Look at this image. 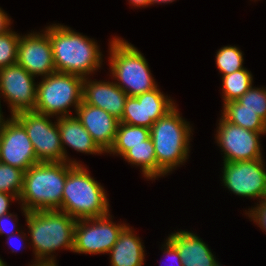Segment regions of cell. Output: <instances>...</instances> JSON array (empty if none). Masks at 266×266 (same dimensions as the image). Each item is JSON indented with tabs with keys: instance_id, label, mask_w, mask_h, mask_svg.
I'll return each mask as SVG.
<instances>
[{
	"instance_id": "cell-12",
	"label": "cell",
	"mask_w": 266,
	"mask_h": 266,
	"mask_svg": "<svg viewBox=\"0 0 266 266\" xmlns=\"http://www.w3.org/2000/svg\"><path fill=\"white\" fill-rule=\"evenodd\" d=\"M36 92L35 77L21 65L15 63L0 69V98L3 96L4 102H7L11 116L34 111Z\"/></svg>"
},
{
	"instance_id": "cell-13",
	"label": "cell",
	"mask_w": 266,
	"mask_h": 266,
	"mask_svg": "<svg viewBox=\"0 0 266 266\" xmlns=\"http://www.w3.org/2000/svg\"><path fill=\"white\" fill-rule=\"evenodd\" d=\"M0 162L23 171L39 163L25 128L11 115L0 124Z\"/></svg>"
},
{
	"instance_id": "cell-20",
	"label": "cell",
	"mask_w": 266,
	"mask_h": 266,
	"mask_svg": "<svg viewBox=\"0 0 266 266\" xmlns=\"http://www.w3.org/2000/svg\"><path fill=\"white\" fill-rule=\"evenodd\" d=\"M134 232L130 225L121 231L118 240L108 252L110 266H144L145 246L141 238Z\"/></svg>"
},
{
	"instance_id": "cell-31",
	"label": "cell",
	"mask_w": 266,
	"mask_h": 266,
	"mask_svg": "<svg viewBox=\"0 0 266 266\" xmlns=\"http://www.w3.org/2000/svg\"><path fill=\"white\" fill-rule=\"evenodd\" d=\"M161 250L163 251L164 256L166 257L168 256V258L170 257L169 259L174 261V262L170 261L171 265L174 264L173 266H183L177 248L167 238L163 243Z\"/></svg>"
},
{
	"instance_id": "cell-38",
	"label": "cell",
	"mask_w": 266,
	"mask_h": 266,
	"mask_svg": "<svg viewBox=\"0 0 266 266\" xmlns=\"http://www.w3.org/2000/svg\"><path fill=\"white\" fill-rule=\"evenodd\" d=\"M5 117L3 116V112H2V108H1V104H0V124L2 122V120L4 119Z\"/></svg>"
},
{
	"instance_id": "cell-25",
	"label": "cell",
	"mask_w": 266,
	"mask_h": 266,
	"mask_svg": "<svg viewBox=\"0 0 266 266\" xmlns=\"http://www.w3.org/2000/svg\"><path fill=\"white\" fill-rule=\"evenodd\" d=\"M243 51L237 46H223L217 50L215 56L216 66L222 76L244 69Z\"/></svg>"
},
{
	"instance_id": "cell-23",
	"label": "cell",
	"mask_w": 266,
	"mask_h": 266,
	"mask_svg": "<svg viewBox=\"0 0 266 266\" xmlns=\"http://www.w3.org/2000/svg\"><path fill=\"white\" fill-rule=\"evenodd\" d=\"M149 138V128L119 122L114 144L107 153L122 157L132 146L142 144V141Z\"/></svg>"
},
{
	"instance_id": "cell-27",
	"label": "cell",
	"mask_w": 266,
	"mask_h": 266,
	"mask_svg": "<svg viewBox=\"0 0 266 266\" xmlns=\"http://www.w3.org/2000/svg\"><path fill=\"white\" fill-rule=\"evenodd\" d=\"M20 34L11 29L0 34V69L17 61Z\"/></svg>"
},
{
	"instance_id": "cell-37",
	"label": "cell",
	"mask_w": 266,
	"mask_h": 266,
	"mask_svg": "<svg viewBox=\"0 0 266 266\" xmlns=\"http://www.w3.org/2000/svg\"><path fill=\"white\" fill-rule=\"evenodd\" d=\"M175 0H149V3H150V6L151 5H154V4H161L162 5V3L163 4H168V3H172V2H174Z\"/></svg>"
},
{
	"instance_id": "cell-9",
	"label": "cell",
	"mask_w": 266,
	"mask_h": 266,
	"mask_svg": "<svg viewBox=\"0 0 266 266\" xmlns=\"http://www.w3.org/2000/svg\"><path fill=\"white\" fill-rule=\"evenodd\" d=\"M112 215L89 219H79L74 228L73 252L80 254L108 253L121 233L129 224L112 221Z\"/></svg>"
},
{
	"instance_id": "cell-11",
	"label": "cell",
	"mask_w": 266,
	"mask_h": 266,
	"mask_svg": "<svg viewBox=\"0 0 266 266\" xmlns=\"http://www.w3.org/2000/svg\"><path fill=\"white\" fill-rule=\"evenodd\" d=\"M215 140L223 152L224 162L256 160L263 157L260 138L266 132H255L231 124L222 116L218 120Z\"/></svg>"
},
{
	"instance_id": "cell-8",
	"label": "cell",
	"mask_w": 266,
	"mask_h": 266,
	"mask_svg": "<svg viewBox=\"0 0 266 266\" xmlns=\"http://www.w3.org/2000/svg\"><path fill=\"white\" fill-rule=\"evenodd\" d=\"M14 117L23 125L39 162H65L57 122L46 114L23 111Z\"/></svg>"
},
{
	"instance_id": "cell-36",
	"label": "cell",
	"mask_w": 266,
	"mask_h": 266,
	"mask_svg": "<svg viewBox=\"0 0 266 266\" xmlns=\"http://www.w3.org/2000/svg\"><path fill=\"white\" fill-rule=\"evenodd\" d=\"M58 263H54V262H33L31 265L29 264V266H58Z\"/></svg>"
},
{
	"instance_id": "cell-7",
	"label": "cell",
	"mask_w": 266,
	"mask_h": 266,
	"mask_svg": "<svg viewBox=\"0 0 266 266\" xmlns=\"http://www.w3.org/2000/svg\"><path fill=\"white\" fill-rule=\"evenodd\" d=\"M37 82L34 111L55 118L72 116L70 108L82 103L84 77L55 71Z\"/></svg>"
},
{
	"instance_id": "cell-15",
	"label": "cell",
	"mask_w": 266,
	"mask_h": 266,
	"mask_svg": "<svg viewBox=\"0 0 266 266\" xmlns=\"http://www.w3.org/2000/svg\"><path fill=\"white\" fill-rule=\"evenodd\" d=\"M16 63L34 77H46L56 71L51 41L44 29L20 35Z\"/></svg>"
},
{
	"instance_id": "cell-5",
	"label": "cell",
	"mask_w": 266,
	"mask_h": 266,
	"mask_svg": "<svg viewBox=\"0 0 266 266\" xmlns=\"http://www.w3.org/2000/svg\"><path fill=\"white\" fill-rule=\"evenodd\" d=\"M84 164L74 165L68 172L59 211L75 220L98 218L110 213L106 190L93 178Z\"/></svg>"
},
{
	"instance_id": "cell-2",
	"label": "cell",
	"mask_w": 266,
	"mask_h": 266,
	"mask_svg": "<svg viewBox=\"0 0 266 266\" xmlns=\"http://www.w3.org/2000/svg\"><path fill=\"white\" fill-rule=\"evenodd\" d=\"M20 210L25 216L29 234V246L33 247L35 262H54L57 260L56 250H70L74 247L73 217L59 210L26 211Z\"/></svg>"
},
{
	"instance_id": "cell-21",
	"label": "cell",
	"mask_w": 266,
	"mask_h": 266,
	"mask_svg": "<svg viewBox=\"0 0 266 266\" xmlns=\"http://www.w3.org/2000/svg\"><path fill=\"white\" fill-rule=\"evenodd\" d=\"M122 158L134 167H141L145 179L155 181L157 178V159L151 137L142 141V144L132 146Z\"/></svg>"
},
{
	"instance_id": "cell-29",
	"label": "cell",
	"mask_w": 266,
	"mask_h": 266,
	"mask_svg": "<svg viewBox=\"0 0 266 266\" xmlns=\"http://www.w3.org/2000/svg\"><path fill=\"white\" fill-rule=\"evenodd\" d=\"M245 214L253 223H256L257 227L266 232V198L258 201L254 207L251 206L248 211L245 210Z\"/></svg>"
},
{
	"instance_id": "cell-18",
	"label": "cell",
	"mask_w": 266,
	"mask_h": 266,
	"mask_svg": "<svg viewBox=\"0 0 266 266\" xmlns=\"http://www.w3.org/2000/svg\"><path fill=\"white\" fill-rule=\"evenodd\" d=\"M56 121L59 127L65 162L73 165H82L81 161L78 162L76 159L69 158L66 146L77 152L89 155L105 153L75 115L58 117Z\"/></svg>"
},
{
	"instance_id": "cell-24",
	"label": "cell",
	"mask_w": 266,
	"mask_h": 266,
	"mask_svg": "<svg viewBox=\"0 0 266 266\" xmlns=\"http://www.w3.org/2000/svg\"><path fill=\"white\" fill-rule=\"evenodd\" d=\"M223 104L239 99L253 85L251 71L244 69L221 76Z\"/></svg>"
},
{
	"instance_id": "cell-22",
	"label": "cell",
	"mask_w": 266,
	"mask_h": 266,
	"mask_svg": "<svg viewBox=\"0 0 266 266\" xmlns=\"http://www.w3.org/2000/svg\"><path fill=\"white\" fill-rule=\"evenodd\" d=\"M221 116L231 124L255 132H266V122L250 109H244L238 100L223 104Z\"/></svg>"
},
{
	"instance_id": "cell-32",
	"label": "cell",
	"mask_w": 266,
	"mask_h": 266,
	"mask_svg": "<svg viewBox=\"0 0 266 266\" xmlns=\"http://www.w3.org/2000/svg\"><path fill=\"white\" fill-rule=\"evenodd\" d=\"M11 201L15 202L19 201V199L15 195L0 192V216L9 213L10 205H12Z\"/></svg>"
},
{
	"instance_id": "cell-17",
	"label": "cell",
	"mask_w": 266,
	"mask_h": 266,
	"mask_svg": "<svg viewBox=\"0 0 266 266\" xmlns=\"http://www.w3.org/2000/svg\"><path fill=\"white\" fill-rule=\"evenodd\" d=\"M95 80V81H94ZM128 95L114 81H101L89 77L83 80L82 101L105 110L121 119Z\"/></svg>"
},
{
	"instance_id": "cell-14",
	"label": "cell",
	"mask_w": 266,
	"mask_h": 266,
	"mask_svg": "<svg viewBox=\"0 0 266 266\" xmlns=\"http://www.w3.org/2000/svg\"><path fill=\"white\" fill-rule=\"evenodd\" d=\"M175 106L174 100L163 94L157 87L137 96H128L119 122L150 129L154 122L166 115Z\"/></svg>"
},
{
	"instance_id": "cell-39",
	"label": "cell",
	"mask_w": 266,
	"mask_h": 266,
	"mask_svg": "<svg viewBox=\"0 0 266 266\" xmlns=\"http://www.w3.org/2000/svg\"><path fill=\"white\" fill-rule=\"evenodd\" d=\"M0 266H7V264L5 263V261H3L1 258H0Z\"/></svg>"
},
{
	"instance_id": "cell-4",
	"label": "cell",
	"mask_w": 266,
	"mask_h": 266,
	"mask_svg": "<svg viewBox=\"0 0 266 266\" xmlns=\"http://www.w3.org/2000/svg\"><path fill=\"white\" fill-rule=\"evenodd\" d=\"M73 164L39 162L24 172L19 205L26 211L59 210L66 177Z\"/></svg>"
},
{
	"instance_id": "cell-26",
	"label": "cell",
	"mask_w": 266,
	"mask_h": 266,
	"mask_svg": "<svg viewBox=\"0 0 266 266\" xmlns=\"http://www.w3.org/2000/svg\"><path fill=\"white\" fill-rule=\"evenodd\" d=\"M24 172L0 162V192L15 195L19 199L23 189Z\"/></svg>"
},
{
	"instance_id": "cell-10",
	"label": "cell",
	"mask_w": 266,
	"mask_h": 266,
	"mask_svg": "<svg viewBox=\"0 0 266 266\" xmlns=\"http://www.w3.org/2000/svg\"><path fill=\"white\" fill-rule=\"evenodd\" d=\"M265 159L223 162L222 183L233 194L250 199L266 198Z\"/></svg>"
},
{
	"instance_id": "cell-35",
	"label": "cell",
	"mask_w": 266,
	"mask_h": 266,
	"mask_svg": "<svg viewBox=\"0 0 266 266\" xmlns=\"http://www.w3.org/2000/svg\"><path fill=\"white\" fill-rule=\"evenodd\" d=\"M129 1V5L133 6L134 8L138 7H148L150 6L149 0H128Z\"/></svg>"
},
{
	"instance_id": "cell-28",
	"label": "cell",
	"mask_w": 266,
	"mask_h": 266,
	"mask_svg": "<svg viewBox=\"0 0 266 266\" xmlns=\"http://www.w3.org/2000/svg\"><path fill=\"white\" fill-rule=\"evenodd\" d=\"M244 109L257 113L266 122V87H254L237 99Z\"/></svg>"
},
{
	"instance_id": "cell-40",
	"label": "cell",
	"mask_w": 266,
	"mask_h": 266,
	"mask_svg": "<svg viewBox=\"0 0 266 266\" xmlns=\"http://www.w3.org/2000/svg\"><path fill=\"white\" fill-rule=\"evenodd\" d=\"M214 266H222L221 263H219L218 261L215 263Z\"/></svg>"
},
{
	"instance_id": "cell-3",
	"label": "cell",
	"mask_w": 266,
	"mask_h": 266,
	"mask_svg": "<svg viewBox=\"0 0 266 266\" xmlns=\"http://www.w3.org/2000/svg\"><path fill=\"white\" fill-rule=\"evenodd\" d=\"M178 110L176 105L150 128L157 159V179L184 165L189 158L193 129Z\"/></svg>"
},
{
	"instance_id": "cell-6",
	"label": "cell",
	"mask_w": 266,
	"mask_h": 266,
	"mask_svg": "<svg viewBox=\"0 0 266 266\" xmlns=\"http://www.w3.org/2000/svg\"><path fill=\"white\" fill-rule=\"evenodd\" d=\"M109 41V71L116 85L128 96H137L159 85L150 71L143 54L127 40L113 37Z\"/></svg>"
},
{
	"instance_id": "cell-30",
	"label": "cell",
	"mask_w": 266,
	"mask_h": 266,
	"mask_svg": "<svg viewBox=\"0 0 266 266\" xmlns=\"http://www.w3.org/2000/svg\"><path fill=\"white\" fill-rule=\"evenodd\" d=\"M17 219H18L17 214H14V213L12 214L10 212L5 215L0 216V235L3 236L5 234L8 237L12 235L13 233L20 231L19 228L16 229L18 225Z\"/></svg>"
},
{
	"instance_id": "cell-16",
	"label": "cell",
	"mask_w": 266,
	"mask_h": 266,
	"mask_svg": "<svg viewBox=\"0 0 266 266\" xmlns=\"http://www.w3.org/2000/svg\"><path fill=\"white\" fill-rule=\"evenodd\" d=\"M75 114L96 144L107 153L114 144L119 120L105 110L83 101Z\"/></svg>"
},
{
	"instance_id": "cell-1",
	"label": "cell",
	"mask_w": 266,
	"mask_h": 266,
	"mask_svg": "<svg viewBox=\"0 0 266 266\" xmlns=\"http://www.w3.org/2000/svg\"><path fill=\"white\" fill-rule=\"evenodd\" d=\"M50 38L57 72L90 77L101 69L102 51L98 43L70 27L53 23L44 29Z\"/></svg>"
},
{
	"instance_id": "cell-19",
	"label": "cell",
	"mask_w": 266,
	"mask_h": 266,
	"mask_svg": "<svg viewBox=\"0 0 266 266\" xmlns=\"http://www.w3.org/2000/svg\"><path fill=\"white\" fill-rule=\"evenodd\" d=\"M167 239L177 248L183 266H214V253L197 234L186 230L175 231Z\"/></svg>"
},
{
	"instance_id": "cell-33",
	"label": "cell",
	"mask_w": 266,
	"mask_h": 266,
	"mask_svg": "<svg viewBox=\"0 0 266 266\" xmlns=\"http://www.w3.org/2000/svg\"><path fill=\"white\" fill-rule=\"evenodd\" d=\"M13 237H14V239L15 238H18L17 240H19V245L17 244L16 245V248L14 247V245L16 244H12L13 242L12 241H10V240H13ZM26 238H28V236L26 235V233H24L22 230H20V231H18V232H16V233H13L12 235H10V236H8L7 237V241H6V243L7 244H10L11 246L10 247H13L11 250H12V252L14 253V252H18L19 250H21V249H23V248H25V247H23V245L20 243V242H22L23 244H24V242H26L27 241V239ZM15 241V240H14ZM24 241V242H23ZM21 248V249H20ZM19 249V250H18Z\"/></svg>"
},
{
	"instance_id": "cell-34",
	"label": "cell",
	"mask_w": 266,
	"mask_h": 266,
	"mask_svg": "<svg viewBox=\"0 0 266 266\" xmlns=\"http://www.w3.org/2000/svg\"><path fill=\"white\" fill-rule=\"evenodd\" d=\"M11 17L9 18L8 14L0 8V34H3L11 29Z\"/></svg>"
}]
</instances>
